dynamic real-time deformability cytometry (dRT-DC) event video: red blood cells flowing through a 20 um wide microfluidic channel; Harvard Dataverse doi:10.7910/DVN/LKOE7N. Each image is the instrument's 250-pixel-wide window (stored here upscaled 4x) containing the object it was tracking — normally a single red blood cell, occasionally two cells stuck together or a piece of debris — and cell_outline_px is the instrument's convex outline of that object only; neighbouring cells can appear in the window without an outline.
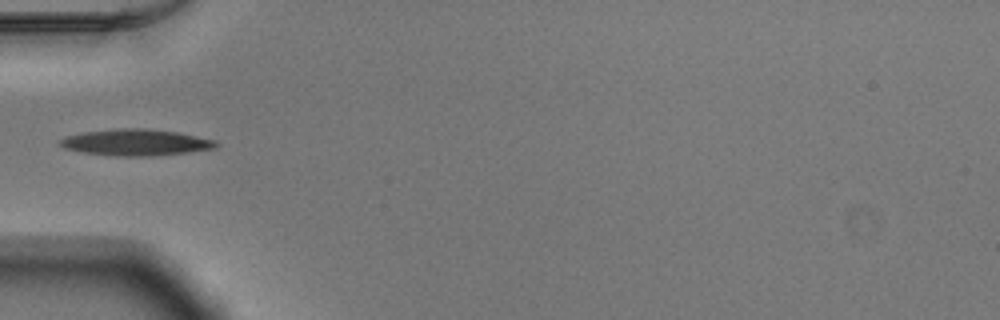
{"species": "Egyptian fruit bat (a non-hibernating species)", "species_latin": "Rousettus aegyptiacus", "temperature_condition": "warm", "stored_images_in_passage": 35, "camera_frame_rate_fps": 3000, "um_per_image_px": 0.085, "animal": {"sex": "male"}, "frame": {"image": 1, "passage_image": 1, "time_ms": 0.0, "image_size_px": [1000, 320], "cell_outline_px": [[220, 144], [216, 148], [152, 156], [112, 156], [84, 152], [64, 148], [60, 144], [60, 140], [68, 136], [84, 132], [116, 128], [144, 128], [176, 132], [216, 140]], "centroid_in_image_um": [11.56, 12.1], "position_along_channel_um": 73.4, "area_um2": 23.76}}
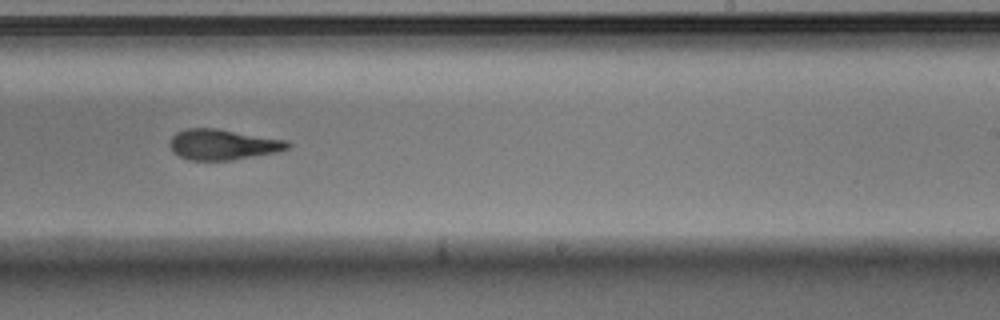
{"frame": {"image": 2, "passage_image": 16, "time_ms": 5.0, "image_size_px": [1000, 320], "cell_outline_px": [[292, 144], [288, 148], [276, 152], [232, 160], [188, 160], [172, 152], [168, 144], [168, 140], [176, 132], [188, 128], [216, 128], [288, 140]], "centroid_in_image_um": [18.91, 12.28], "position_along_channel_um": 270.1, "area_um2": 21.15}}
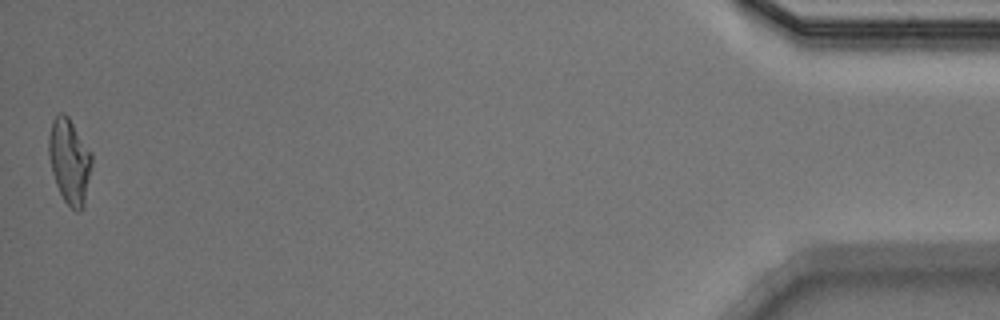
{"frame": {"image": 3, "passage_image": 35, "time_ms": 11.333, "image_size_px": [1000, 320], "cell_outline_px": [[92, 164], [84, 204], [80, 212], [76, 212], [64, 200], [56, 184], [52, 172], [48, 156], [48, 136], [52, 120], [60, 112], [64, 112], [68, 116], [92, 152]], "centroid_in_image_um": [5.9, 13.67], "position_along_channel_um": 429.3, "area_um2": 21.44}, "authors_computed_cell_mechanics": {"area_um2": 21.386, "velocity_mm_per_s": 3.9117, "shape_relaxation_time_tau1_ms": 10.0589, "shape_relaxation_time_tau2_ms": 5.1256, "deformation_change_tau1": 0.2635, "deformation_change_tau2": 0.1498}}